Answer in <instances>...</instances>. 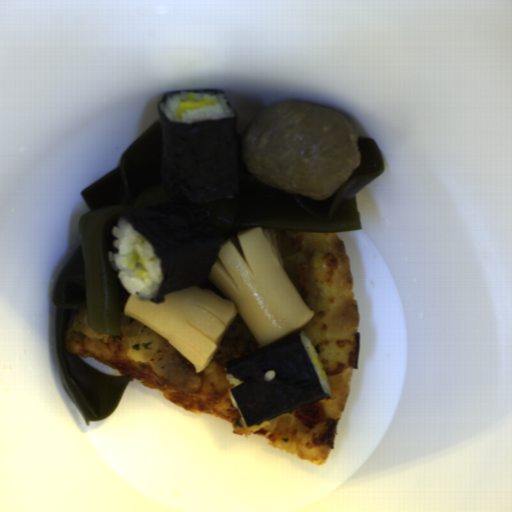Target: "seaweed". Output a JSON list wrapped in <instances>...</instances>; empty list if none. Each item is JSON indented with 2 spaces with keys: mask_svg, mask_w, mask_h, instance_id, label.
<instances>
[{
  "mask_svg": "<svg viewBox=\"0 0 512 512\" xmlns=\"http://www.w3.org/2000/svg\"><path fill=\"white\" fill-rule=\"evenodd\" d=\"M180 91L222 94L232 118L173 123L160 103ZM162 131L161 182L170 197L191 203L233 199L239 193L238 113L222 89L170 90L157 104Z\"/></svg>",
  "mask_w": 512,
  "mask_h": 512,
  "instance_id": "seaweed-1",
  "label": "seaweed"
},
{
  "mask_svg": "<svg viewBox=\"0 0 512 512\" xmlns=\"http://www.w3.org/2000/svg\"><path fill=\"white\" fill-rule=\"evenodd\" d=\"M226 368L241 381L231 393L248 427L331 396L321 385L300 331L230 360ZM272 369L275 378L265 382L264 373Z\"/></svg>",
  "mask_w": 512,
  "mask_h": 512,
  "instance_id": "seaweed-2",
  "label": "seaweed"
},
{
  "mask_svg": "<svg viewBox=\"0 0 512 512\" xmlns=\"http://www.w3.org/2000/svg\"><path fill=\"white\" fill-rule=\"evenodd\" d=\"M120 219H127L160 258L164 280L149 302L159 306L170 292L211 281L221 246L220 229L212 220L159 208L130 209L121 212L112 231Z\"/></svg>",
  "mask_w": 512,
  "mask_h": 512,
  "instance_id": "seaweed-3",
  "label": "seaweed"
},
{
  "mask_svg": "<svg viewBox=\"0 0 512 512\" xmlns=\"http://www.w3.org/2000/svg\"><path fill=\"white\" fill-rule=\"evenodd\" d=\"M115 239H116V238H115V236L113 235V230H112V232H111V234H110V236H109V239H108L107 254H108L110 251H113V252H115V253H117V252H118V250H119V249H118V248H116V247L114 246V241H115Z\"/></svg>",
  "mask_w": 512,
  "mask_h": 512,
  "instance_id": "seaweed-4",
  "label": "seaweed"
},
{
  "mask_svg": "<svg viewBox=\"0 0 512 512\" xmlns=\"http://www.w3.org/2000/svg\"><path fill=\"white\" fill-rule=\"evenodd\" d=\"M121 287H122L123 293H124L126 296H128V297L130 298L132 294L128 293V292L124 289V287H123L122 285H121Z\"/></svg>",
  "mask_w": 512,
  "mask_h": 512,
  "instance_id": "seaweed-5",
  "label": "seaweed"
}]
</instances>
